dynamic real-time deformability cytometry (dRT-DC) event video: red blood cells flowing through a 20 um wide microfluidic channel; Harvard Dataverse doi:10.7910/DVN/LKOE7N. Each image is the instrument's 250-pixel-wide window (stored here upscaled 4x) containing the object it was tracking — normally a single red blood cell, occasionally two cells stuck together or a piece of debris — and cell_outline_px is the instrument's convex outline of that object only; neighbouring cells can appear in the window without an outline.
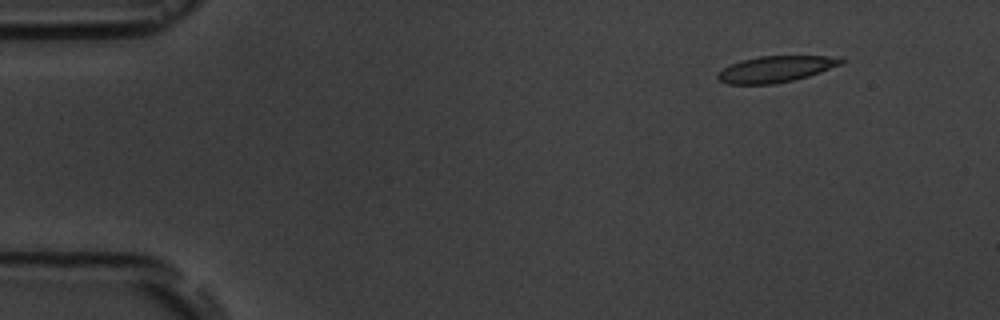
{"species": "common noctule bat (a hibernating species)", "species_latin": "Nyctalus noctula", "temperature_condition": "room temperature", "stored_images_in_passage": 3, "camera_frame_rate_fps": 3000, "um_per_image_px": 0.085, "animal": {"sex": "male", "body_mass_g": 19.5, "forearm_length_mm": 54.6}, "frame": {"image": 1, "passage_image": 1, "time_ms": 0.0, "image_size_px": [1000, 320], "cell_outline_px": [[844, 60], [840, 64], [820, 72], [808, 76], [776, 84], [728, 84], [720, 80], [716, 76], [724, 68], [740, 60], [760, 56], [840, 56]], "centroid_in_image_um": [65.94, 5.87], "position_along_channel_um": 19.1, "area_um2": 18.67}}